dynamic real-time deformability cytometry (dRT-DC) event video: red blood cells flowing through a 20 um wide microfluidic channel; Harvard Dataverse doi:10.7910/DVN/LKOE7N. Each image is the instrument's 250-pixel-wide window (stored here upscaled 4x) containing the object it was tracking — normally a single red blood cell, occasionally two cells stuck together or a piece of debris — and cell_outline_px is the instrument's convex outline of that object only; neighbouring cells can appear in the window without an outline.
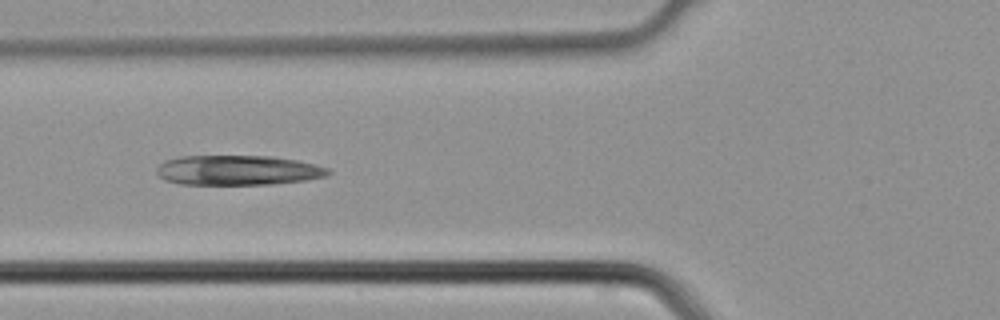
{"species": "common noctule bat (a hibernating species)", "species_latin": "Nyctalus noctula", "temperature_condition": "cold", "stored_images_in_passage": 3, "camera_frame_rate_fps": 3000, "um_per_image_px": 0.085, "animal": {"sex": "male", "body_mass_g": 21.5, "forearm_length_mm": 52.0}, "frame": {"image": 1, "passage_image": 3, "time_ms": 0.667, "image_size_px": [1000, 320], "cell_outline_px": [[332, 172], [328, 176], [304, 180], [272, 184], [180, 184], [164, 180], [156, 172], [156, 168], [164, 160], [180, 156], [272, 156], [296, 160], [316, 164], [328, 168]], "centroid_in_image_um": [20.22, 14.46], "position_along_channel_um": 105.6, "area_um2": 29.94}}